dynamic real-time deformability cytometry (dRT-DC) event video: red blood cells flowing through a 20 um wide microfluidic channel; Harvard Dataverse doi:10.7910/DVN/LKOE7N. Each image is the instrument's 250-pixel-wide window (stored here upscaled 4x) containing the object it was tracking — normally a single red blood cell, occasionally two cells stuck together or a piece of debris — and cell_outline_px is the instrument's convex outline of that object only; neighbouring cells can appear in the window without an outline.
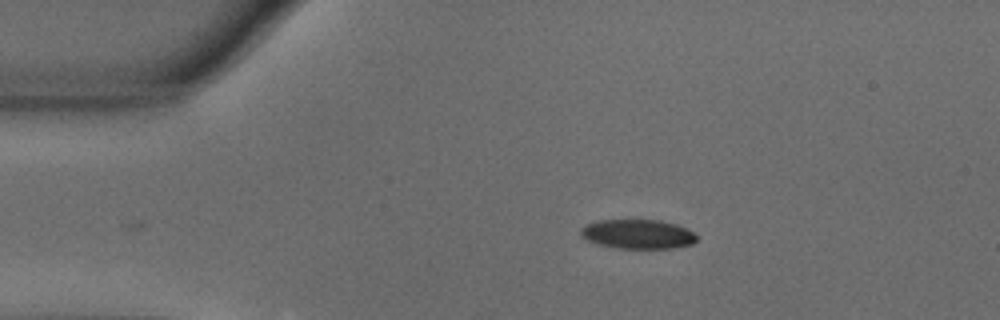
{"species": "common noctule bat (a hibernating species)", "species_latin": "Nyctalus noctula", "temperature_condition": "warm", "stored_images_in_passage": 33, "camera_frame_rate_fps": 3000, "um_per_image_px": 0.085, "animal": {"sex": "male", "body_mass_g": 18.8}, "frame": {"image": 1, "passage_image": 1, "time_ms": 0.0, "image_size_px": [1000, 320], "cell_outline_px": [[696, 240], [692, 244], [672, 248], [620, 248], [600, 244], [588, 240], [580, 236], [580, 228], [596, 220], [660, 220], [676, 224], [692, 232], [696, 236]], "centroid_in_image_um": [54.19, 19.89], "position_along_channel_um": 30.8, "area_um2": 19.59}}
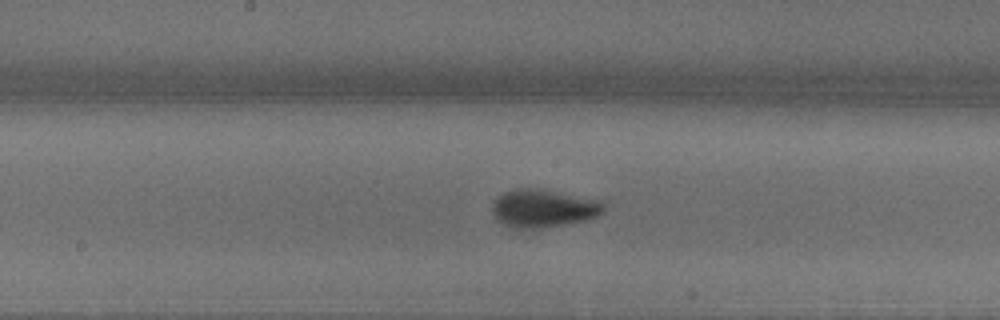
{"frame": {"image": 2, "passage_image": 19, "time_ms": 6.0, "image_size_px": [1000, 320], "cell_outline_px": [[608, 200], [604, 212], [600, 216], [584, 220], [540, 228], [512, 228], [500, 224], [492, 212], [492, 204], [496, 196], [504, 192], [516, 188], [544, 188]], "centroid_in_image_um": [46.26, 17.67], "position_along_channel_um": 201.9, "area_um2": 25.66}}
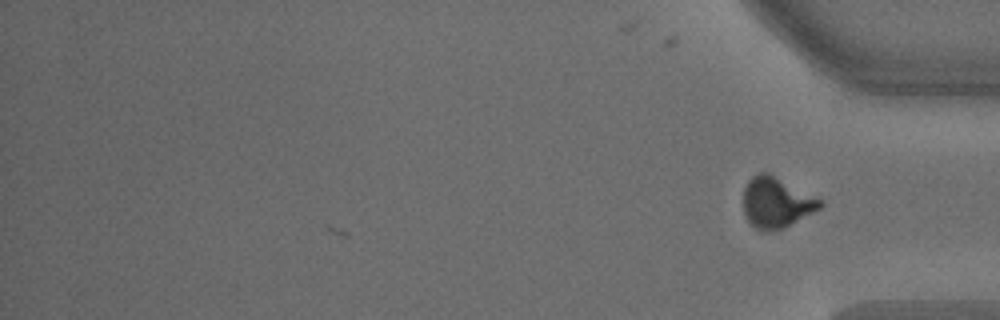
{"frame": {"image": 3, "passage_image": 33, "time_ms": 10.667, "image_size_px": [1000, 320], "cell_outline_px": [[824, 204], [820, 208], [784, 228], [768, 232], [764, 232], [756, 228], [748, 220], [744, 212], [744, 188], [748, 180], [752, 176], [760, 172], [768, 172], [824, 200]], "centroid_in_image_um": [66.0, 17.2], "position_along_channel_um": 369.2, "area_um2": 22.72}, "authors_computed_cell_mechanics": {"area_um2": 23.4668, "velocity_mm_per_s": 3.6169, "shape_relaxation_time_tau1_ms": 3.6899, "shape_relaxation_time_tau2_ms": 0.6276, "deformation_change_tau1": 0.1692, "deformation_change_tau2": 0.0411}}